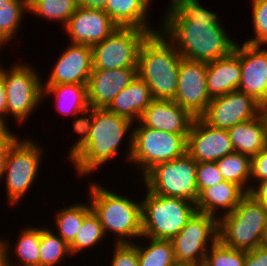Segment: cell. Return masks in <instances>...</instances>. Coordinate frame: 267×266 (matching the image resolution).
<instances>
[{
	"instance_id": "obj_1",
	"label": "cell",
	"mask_w": 267,
	"mask_h": 266,
	"mask_svg": "<svg viewBox=\"0 0 267 266\" xmlns=\"http://www.w3.org/2000/svg\"><path fill=\"white\" fill-rule=\"evenodd\" d=\"M160 31L182 58L211 62L229 55L236 42L219 16L198 0H171Z\"/></svg>"
},
{
	"instance_id": "obj_2",
	"label": "cell",
	"mask_w": 267,
	"mask_h": 266,
	"mask_svg": "<svg viewBox=\"0 0 267 266\" xmlns=\"http://www.w3.org/2000/svg\"><path fill=\"white\" fill-rule=\"evenodd\" d=\"M133 124L135 123L130 119L112 113L106 108H94L93 125L87 142L69 159L75 166L77 176H89L103 164L114 160L119 155V147L127 133L129 140L126 161L130 162Z\"/></svg>"
},
{
	"instance_id": "obj_3",
	"label": "cell",
	"mask_w": 267,
	"mask_h": 266,
	"mask_svg": "<svg viewBox=\"0 0 267 266\" xmlns=\"http://www.w3.org/2000/svg\"><path fill=\"white\" fill-rule=\"evenodd\" d=\"M181 56L161 31L149 34L139 47L137 76L145 81L153 100H174Z\"/></svg>"
},
{
	"instance_id": "obj_4",
	"label": "cell",
	"mask_w": 267,
	"mask_h": 266,
	"mask_svg": "<svg viewBox=\"0 0 267 266\" xmlns=\"http://www.w3.org/2000/svg\"><path fill=\"white\" fill-rule=\"evenodd\" d=\"M89 187L87 199L100 220L105 236L108 232L113 233L117 244L139 240L142 236L141 202L110 191L99 182H92Z\"/></svg>"
},
{
	"instance_id": "obj_5",
	"label": "cell",
	"mask_w": 267,
	"mask_h": 266,
	"mask_svg": "<svg viewBox=\"0 0 267 266\" xmlns=\"http://www.w3.org/2000/svg\"><path fill=\"white\" fill-rule=\"evenodd\" d=\"M142 204V236L171 240L197 212L185 199L154 194L146 188Z\"/></svg>"
},
{
	"instance_id": "obj_6",
	"label": "cell",
	"mask_w": 267,
	"mask_h": 266,
	"mask_svg": "<svg viewBox=\"0 0 267 266\" xmlns=\"http://www.w3.org/2000/svg\"><path fill=\"white\" fill-rule=\"evenodd\" d=\"M266 223L263 205L247 193L232 212L218 218L219 240L227 247L251 251L260 247Z\"/></svg>"
},
{
	"instance_id": "obj_7",
	"label": "cell",
	"mask_w": 267,
	"mask_h": 266,
	"mask_svg": "<svg viewBox=\"0 0 267 266\" xmlns=\"http://www.w3.org/2000/svg\"><path fill=\"white\" fill-rule=\"evenodd\" d=\"M132 128V155L130 163L140 169L143 177L151 168L183 156L187 152L188 134L158 131L143 126L139 121Z\"/></svg>"
},
{
	"instance_id": "obj_8",
	"label": "cell",
	"mask_w": 267,
	"mask_h": 266,
	"mask_svg": "<svg viewBox=\"0 0 267 266\" xmlns=\"http://www.w3.org/2000/svg\"><path fill=\"white\" fill-rule=\"evenodd\" d=\"M142 179L145 188L154 194L197 202V162L187 152L156 164Z\"/></svg>"
},
{
	"instance_id": "obj_9",
	"label": "cell",
	"mask_w": 267,
	"mask_h": 266,
	"mask_svg": "<svg viewBox=\"0 0 267 266\" xmlns=\"http://www.w3.org/2000/svg\"><path fill=\"white\" fill-rule=\"evenodd\" d=\"M8 70L0 64L7 94V116L20 125L42 104V77L36 67L16 62Z\"/></svg>"
},
{
	"instance_id": "obj_10",
	"label": "cell",
	"mask_w": 267,
	"mask_h": 266,
	"mask_svg": "<svg viewBox=\"0 0 267 266\" xmlns=\"http://www.w3.org/2000/svg\"><path fill=\"white\" fill-rule=\"evenodd\" d=\"M34 141L27 137L18 138L10 147L3 175L9 205L20 203L39 174L44 150Z\"/></svg>"
},
{
	"instance_id": "obj_11",
	"label": "cell",
	"mask_w": 267,
	"mask_h": 266,
	"mask_svg": "<svg viewBox=\"0 0 267 266\" xmlns=\"http://www.w3.org/2000/svg\"><path fill=\"white\" fill-rule=\"evenodd\" d=\"M149 33L137 27H117L92 46L93 70L137 68L139 47Z\"/></svg>"
},
{
	"instance_id": "obj_12",
	"label": "cell",
	"mask_w": 267,
	"mask_h": 266,
	"mask_svg": "<svg viewBox=\"0 0 267 266\" xmlns=\"http://www.w3.org/2000/svg\"><path fill=\"white\" fill-rule=\"evenodd\" d=\"M218 239V218L196 212L170 241L176 261L203 266L208 249Z\"/></svg>"
},
{
	"instance_id": "obj_13",
	"label": "cell",
	"mask_w": 267,
	"mask_h": 266,
	"mask_svg": "<svg viewBox=\"0 0 267 266\" xmlns=\"http://www.w3.org/2000/svg\"><path fill=\"white\" fill-rule=\"evenodd\" d=\"M261 113V105L239 90L211 99L200 118L209 126L228 130L247 122Z\"/></svg>"
},
{
	"instance_id": "obj_14",
	"label": "cell",
	"mask_w": 267,
	"mask_h": 266,
	"mask_svg": "<svg viewBox=\"0 0 267 266\" xmlns=\"http://www.w3.org/2000/svg\"><path fill=\"white\" fill-rule=\"evenodd\" d=\"M206 72L207 62L181 58L174 101L194 117H200L211 101L207 89Z\"/></svg>"
},
{
	"instance_id": "obj_15",
	"label": "cell",
	"mask_w": 267,
	"mask_h": 266,
	"mask_svg": "<svg viewBox=\"0 0 267 266\" xmlns=\"http://www.w3.org/2000/svg\"><path fill=\"white\" fill-rule=\"evenodd\" d=\"M232 152L228 130L211 127L195 117L187 136V153L196 162H216Z\"/></svg>"
},
{
	"instance_id": "obj_16",
	"label": "cell",
	"mask_w": 267,
	"mask_h": 266,
	"mask_svg": "<svg viewBox=\"0 0 267 266\" xmlns=\"http://www.w3.org/2000/svg\"><path fill=\"white\" fill-rule=\"evenodd\" d=\"M118 25L102 9L78 7L63 28L73 44L94 46L106 39Z\"/></svg>"
},
{
	"instance_id": "obj_17",
	"label": "cell",
	"mask_w": 267,
	"mask_h": 266,
	"mask_svg": "<svg viewBox=\"0 0 267 266\" xmlns=\"http://www.w3.org/2000/svg\"><path fill=\"white\" fill-rule=\"evenodd\" d=\"M92 70V47L70 43L54 63L46 82L42 80V85H87Z\"/></svg>"
},
{
	"instance_id": "obj_18",
	"label": "cell",
	"mask_w": 267,
	"mask_h": 266,
	"mask_svg": "<svg viewBox=\"0 0 267 266\" xmlns=\"http://www.w3.org/2000/svg\"><path fill=\"white\" fill-rule=\"evenodd\" d=\"M241 82L238 90L248 94L261 106L267 101V48L240 44Z\"/></svg>"
},
{
	"instance_id": "obj_19",
	"label": "cell",
	"mask_w": 267,
	"mask_h": 266,
	"mask_svg": "<svg viewBox=\"0 0 267 266\" xmlns=\"http://www.w3.org/2000/svg\"><path fill=\"white\" fill-rule=\"evenodd\" d=\"M195 117L174 100H153L139 122L148 128L175 134H188Z\"/></svg>"
},
{
	"instance_id": "obj_20",
	"label": "cell",
	"mask_w": 267,
	"mask_h": 266,
	"mask_svg": "<svg viewBox=\"0 0 267 266\" xmlns=\"http://www.w3.org/2000/svg\"><path fill=\"white\" fill-rule=\"evenodd\" d=\"M137 76V68L92 70L87 83L90 108H106Z\"/></svg>"
},
{
	"instance_id": "obj_21",
	"label": "cell",
	"mask_w": 267,
	"mask_h": 266,
	"mask_svg": "<svg viewBox=\"0 0 267 266\" xmlns=\"http://www.w3.org/2000/svg\"><path fill=\"white\" fill-rule=\"evenodd\" d=\"M206 79L210 99L238 90L241 82L239 43L229 55L207 63Z\"/></svg>"
},
{
	"instance_id": "obj_22",
	"label": "cell",
	"mask_w": 267,
	"mask_h": 266,
	"mask_svg": "<svg viewBox=\"0 0 267 266\" xmlns=\"http://www.w3.org/2000/svg\"><path fill=\"white\" fill-rule=\"evenodd\" d=\"M246 194L239 185L222 181L217 185L205 188L199 194L196 209L197 212L210 214L219 218L220 213L225 215L232 212ZM218 210H223V212L218 214Z\"/></svg>"
},
{
	"instance_id": "obj_23",
	"label": "cell",
	"mask_w": 267,
	"mask_h": 266,
	"mask_svg": "<svg viewBox=\"0 0 267 266\" xmlns=\"http://www.w3.org/2000/svg\"><path fill=\"white\" fill-rule=\"evenodd\" d=\"M152 101L150 88L144 80L136 76L127 87L115 96L106 109L130 119L136 124Z\"/></svg>"
},
{
	"instance_id": "obj_24",
	"label": "cell",
	"mask_w": 267,
	"mask_h": 266,
	"mask_svg": "<svg viewBox=\"0 0 267 266\" xmlns=\"http://www.w3.org/2000/svg\"><path fill=\"white\" fill-rule=\"evenodd\" d=\"M151 4L147 0H107L104 11L118 25V27H137L146 30L149 34L156 33L149 25L147 12Z\"/></svg>"
},
{
	"instance_id": "obj_25",
	"label": "cell",
	"mask_w": 267,
	"mask_h": 266,
	"mask_svg": "<svg viewBox=\"0 0 267 266\" xmlns=\"http://www.w3.org/2000/svg\"><path fill=\"white\" fill-rule=\"evenodd\" d=\"M234 151L250 157L267 146V124L260 113L257 117L228 129Z\"/></svg>"
},
{
	"instance_id": "obj_26",
	"label": "cell",
	"mask_w": 267,
	"mask_h": 266,
	"mask_svg": "<svg viewBox=\"0 0 267 266\" xmlns=\"http://www.w3.org/2000/svg\"><path fill=\"white\" fill-rule=\"evenodd\" d=\"M54 95L56 109L64 116H75L90 108L87 85L58 84L42 85V99Z\"/></svg>"
},
{
	"instance_id": "obj_27",
	"label": "cell",
	"mask_w": 267,
	"mask_h": 266,
	"mask_svg": "<svg viewBox=\"0 0 267 266\" xmlns=\"http://www.w3.org/2000/svg\"><path fill=\"white\" fill-rule=\"evenodd\" d=\"M25 229V230H24ZM21 230L15 245H10V240L4 238L6 247V266H40V240H41V227L27 226ZM11 247V249H10ZM10 251L12 252L10 254ZM17 257V264H13V257ZM12 259V261H11ZM21 263V264H20Z\"/></svg>"
},
{
	"instance_id": "obj_28",
	"label": "cell",
	"mask_w": 267,
	"mask_h": 266,
	"mask_svg": "<svg viewBox=\"0 0 267 266\" xmlns=\"http://www.w3.org/2000/svg\"><path fill=\"white\" fill-rule=\"evenodd\" d=\"M88 202L73 203L70 206L56 211L55 224L57 228L56 234L59 235L68 245L76 238L79 229L83 223L84 217L92 210L89 200Z\"/></svg>"
},
{
	"instance_id": "obj_29",
	"label": "cell",
	"mask_w": 267,
	"mask_h": 266,
	"mask_svg": "<svg viewBox=\"0 0 267 266\" xmlns=\"http://www.w3.org/2000/svg\"><path fill=\"white\" fill-rule=\"evenodd\" d=\"M225 181L239 185L246 193L250 191L251 157L232 152L216 161Z\"/></svg>"
},
{
	"instance_id": "obj_30",
	"label": "cell",
	"mask_w": 267,
	"mask_h": 266,
	"mask_svg": "<svg viewBox=\"0 0 267 266\" xmlns=\"http://www.w3.org/2000/svg\"><path fill=\"white\" fill-rule=\"evenodd\" d=\"M28 0H0V49L16 38Z\"/></svg>"
},
{
	"instance_id": "obj_31",
	"label": "cell",
	"mask_w": 267,
	"mask_h": 266,
	"mask_svg": "<svg viewBox=\"0 0 267 266\" xmlns=\"http://www.w3.org/2000/svg\"><path fill=\"white\" fill-rule=\"evenodd\" d=\"M143 238L148 239V245L138 244L136 241L133 243L138 250L139 266H172L176 262L170 240L143 236L139 239Z\"/></svg>"
},
{
	"instance_id": "obj_32",
	"label": "cell",
	"mask_w": 267,
	"mask_h": 266,
	"mask_svg": "<svg viewBox=\"0 0 267 266\" xmlns=\"http://www.w3.org/2000/svg\"><path fill=\"white\" fill-rule=\"evenodd\" d=\"M77 0H28V11L45 20L61 22L63 28L78 8Z\"/></svg>"
},
{
	"instance_id": "obj_33",
	"label": "cell",
	"mask_w": 267,
	"mask_h": 266,
	"mask_svg": "<svg viewBox=\"0 0 267 266\" xmlns=\"http://www.w3.org/2000/svg\"><path fill=\"white\" fill-rule=\"evenodd\" d=\"M46 227L41 228L40 266H57L65 256L72 255L69 245L50 227Z\"/></svg>"
},
{
	"instance_id": "obj_34",
	"label": "cell",
	"mask_w": 267,
	"mask_h": 266,
	"mask_svg": "<svg viewBox=\"0 0 267 266\" xmlns=\"http://www.w3.org/2000/svg\"><path fill=\"white\" fill-rule=\"evenodd\" d=\"M105 233L98 216L91 210L83 220L81 228L75 240L69 245L71 255L75 257L76 254L93 248L101 241H104Z\"/></svg>"
},
{
	"instance_id": "obj_35",
	"label": "cell",
	"mask_w": 267,
	"mask_h": 266,
	"mask_svg": "<svg viewBox=\"0 0 267 266\" xmlns=\"http://www.w3.org/2000/svg\"><path fill=\"white\" fill-rule=\"evenodd\" d=\"M246 251L224 245L219 239L208 249L203 266H245Z\"/></svg>"
},
{
	"instance_id": "obj_36",
	"label": "cell",
	"mask_w": 267,
	"mask_h": 266,
	"mask_svg": "<svg viewBox=\"0 0 267 266\" xmlns=\"http://www.w3.org/2000/svg\"><path fill=\"white\" fill-rule=\"evenodd\" d=\"M254 35L244 43L267 45V0H251Z\"/></svg>"
},
{
	"instance_id": "obj_37",
	"label": "cell",
	"mask_w": 267,
	"mask_h": 266,
	"mask_svg": "<svg viewBox=\"0 0 267 266\" xmlns=\"http://www.w3.org/2000/svg\"><path fill=\"white\" fill-rule=\"evenodd\" d=\"M80 114L75 115L73 118V132L80 134L78 135V139L72 145L69 150L68 159H70L86 142L88 139V135L93 125L94 118V108H88ZM80 116V117H79Z\"/></svg>"
},
{
	"instance_id": "obj_38",
	"label": "cell",
	"mask_w": 267,
	"mask_h": 266,
	"mask_svg": "<svg viewBox=\"0 0 267 266\" xmlns=\"http://www.w3.org/2000/svg\"><path fill=\"white\" fill-rule=\"evenodd\" d=\"M225 181L216 162H197L198 196L207 187Z\"/></svg>"
},
{
	"instance_id": "obj_39",
	"label": "cell",
	"mask_w": 267,
	"mask_h": 266,
	"mask_svg": "<svg viewBox=\"0 0 267 266\" xmlns=\"http://www.w3.org/2000/svg\"><path fill=\"white\" fill-rule=\"evenodd\" d=\"M110 266H139L138 250L133 243L114 244Z\"/></svg>"
},
{
	"instance_id": "obj_40",
	"label": "cell",
	"mask_w": 267,
	"mask_h": 266,
	"mask_svg": "<svg viewBox=\"0 0 267 266\" xmlns=\"http://www.w3.org/2000/svg\"><path fill=\"white\" fill-rule=\"evenodd\" d=\"M251 165L250 188L253 185L251 184L252 180V183L255 181V184L267 179V146L251 157Z\"/></svg>"
},
{
	"instance_id": "obj_41",
	"label": "cell",
	"mask_w": 267,
	"mask_h": 266,
	"mask_svg": "<svg viewBox=\"0 0 267 266\" xmlns=\"http://www.w3.org/2000/svg\"><path fill=\"white\" fill-rule=\"evenodd\" d=\"M245 266H267V249L258 247L246 252Z\"/></svg>"
},
{
	"instance_id": "obj_42",
	"label": "cell",
	"mask_w": 267,
	"mask_h": 266,
	"mask_svg": "<svg viewBox=\"0 0 267 266\" xmlns=\"http://www.w3.org/2000/svg\"><path fill=\"white\" fill-rule=\"evenodd\" d=\"M248 194L260 202L267 213V179L252 185Z\"/></svg>"
},
{
	"instance_id": "obj_43",
	"label": "cell",
	"mask_w": 267,
	"mask_h": 266,
	"mask_svg": "<svg viewBox=\"0 0 267 266\" xmlns=\"http://www.w3.org/2000/svg\"><path fill=\"white\" fill-rule=\"evenodd\" d=\"M7 121L0 118V147H11L12 144L19 138L15 133H12Z\"/></svg>"
},
{
	"instance_id": "obj_44",
	"label": "cell",
	"mask_w": 267,
	"mask_h": 266,
	"mask_svg": "<svg viewBox=\"0 0 267 266\" xmlns=\"http://www.w3.org/2000/svg\"><path fill=\"white\" fill-rule=\"evenodd\" d=\"M0 118L7 120V94L3 80V75L0 73Z\"/></svg>"
},
{
	"instance_id": "obj_45",
	"label": "cell",
	"mask_w": 267,
	"mask_h": 266,
	"mask_svg": "<svg viewBox=\"0 0 267 266\" xmlns=\"http://www.w3.org/2000/svg\"><path fill=\"white\" fill-rule=\"evenodd\" d=\"M78 6L87 9H105L107 0H77Z\"/></svg>"
},
{
	"instance_id": "obj_46",
	"label": "cell",
	"mask_w": 267,
	"mask_h": 266,
	"mask_svg": "<svg viewBox=\"0 0 267 266\" xmlns=\"http://www.w3.org/2000/svg\"><path fill=\"white\" fill-rule=\"evenodd\" d=\"M9 151H10V147H0V181L3 180V175L5 171V163H6V159H7Z\"/></svg>"
},
{
	"instance_id": "obj_47",
	"label": "cell",
	"mask_w": 267,
	"mask_h": 266,
	"mask_svg": "<svg viewBox=\"0 0 267 266\" xmlns=\"http://www.w3.org/2000/svg\"><path fill=\"white\" fill-rule=\"evenodd\" d=\"M6 247L4 238H0V266H6Z\"/></svg>"
},
{
	"instance_id": "obj_48",
	"label": "cell",
	"mask_w": 267,
	"mask_h": 266,
	"mask_svg": "<svg viewBox=\"0 0 267 266\" xmlns=\"http://www.w3.org/2000/svg\"><path fill=\"white\" fill-rule=\"evenodd\" d=\"M260 247L267 249V223L265 224Z\"/></svg>"
},
{
	"instance_id": "obj_49",
	"label": "cell",
	"mask_w": 267,
	"mask_h": 266,
	"mask_svg": "<svg viewBox=\"0 0 267 266\" xmlns=\"http://www.w3.org/2000/svg\"><path fill=\"white\" fill-rule=\"evenodd\" d=\"M172 266H200L195 263H190V262H178L176 261Z\"/></svg>"
},
{
	"instance_id": "obj_50",
	"label": "cell",
	"mask_w": 267,
	"mask_h": 266,
	"mask_svg": "<svg viewBox=\"0 0 267 266\" xmlns=\"http://www.w3.org/2000/svg\"><path fill=\"white\" fill-rule=\"evenodd\" d=\"M261 113L264 116L267 124V101L261 106Z\"/></svg>"
}]
</instances>
